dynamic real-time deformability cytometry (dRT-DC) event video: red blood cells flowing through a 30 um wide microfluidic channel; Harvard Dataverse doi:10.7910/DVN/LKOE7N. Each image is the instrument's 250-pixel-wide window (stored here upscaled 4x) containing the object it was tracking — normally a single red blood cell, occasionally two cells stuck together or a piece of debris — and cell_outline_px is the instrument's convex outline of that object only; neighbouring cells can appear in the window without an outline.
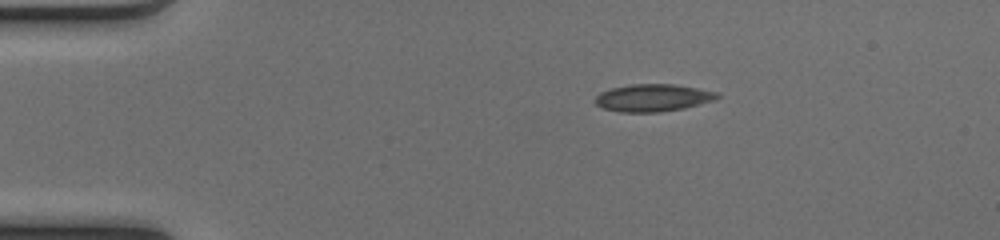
{"species": "common noctule bat (a hibernating species)", "species_latin": "Nyctalus noctula", "temperature_condition": "cold", "stored_images_in_passage": 42, "camera_frame_rate_fps": 3000, "um_per_image_px": 0.085, "animal": {"sex": "female", "body_mass_g": 17.0, "forearm_length_mm": 48.0}, "frame": {"image": 1, "passage_image": 1, "time_ms": 0.0, "image_size_px": [1000, 240], "cell_outline_px": [[720, 96], [716, 100], [684, 108], [660, 112], [620, 112], [604, 108], [596, 104], [592, 100], [600, 92], [612, 88], [632, 84], [676, 84], [720, 92]], "centroid_in_image_um": [55.53, 8.31], "position_along_channel_um": 29.5, "area_um2": 19.65}}
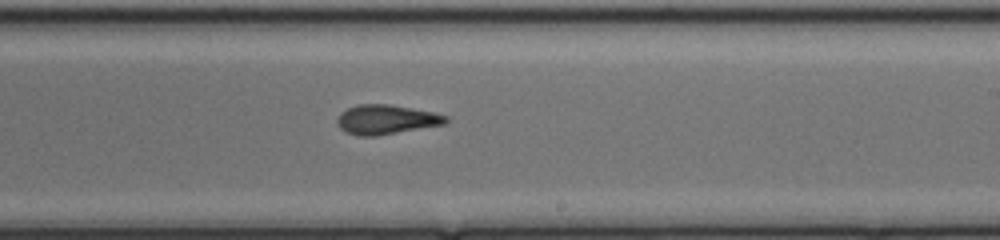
{"frame": {"image": 2, "passage_image": 22, "time_ms": 7.0, "image_size_px": [1000, 240], "cell_outline_px": [[448, 124], [376, 136], [360, 136], [344, 132], [336, 124], [336, 120], [340, 112], [356, 104], [388, 104], [432, 112], [448, 116]], "centroid_in_image_um": [32.81, 10.17], "position_along_channel_um": 256.2, "area_um2": 18.84}}
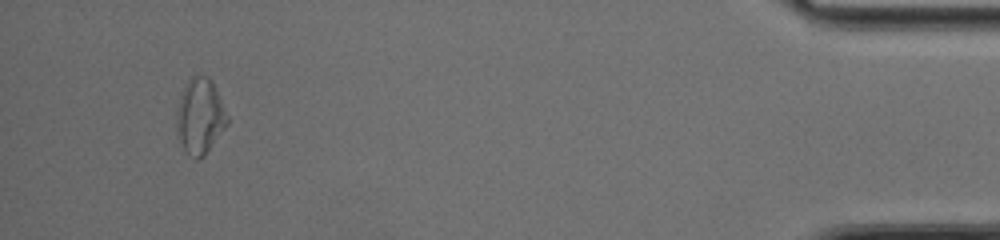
{"frame": {"image": 3, "passage_image": 39, "time_ms": 12.667, "image_size_px": [1000, 240], "cell_outline_px": [[228, 124], [204, 156], [196, 160], [184, 148], [176, 136], [176, 112], [180, 96], [188, 80], [196, 72], [208, 76], [212, 80], [228, 116]], "centroid_in_image_um": [16.99, 9.85], "position_along_channel_um": 418.2, "area_um2": 22.48}, "authors_computed_cell_mechanics": {"area_um2": 19.2474, "velocity_mm_per_s": 4.1358, "shape_relaxation_time_tau1_ms": null, "shape_relaxation_time_tau2_ms": 2.9182, "deformation_change_tau1": null, "deformation_change_tau2": 0.0986}}